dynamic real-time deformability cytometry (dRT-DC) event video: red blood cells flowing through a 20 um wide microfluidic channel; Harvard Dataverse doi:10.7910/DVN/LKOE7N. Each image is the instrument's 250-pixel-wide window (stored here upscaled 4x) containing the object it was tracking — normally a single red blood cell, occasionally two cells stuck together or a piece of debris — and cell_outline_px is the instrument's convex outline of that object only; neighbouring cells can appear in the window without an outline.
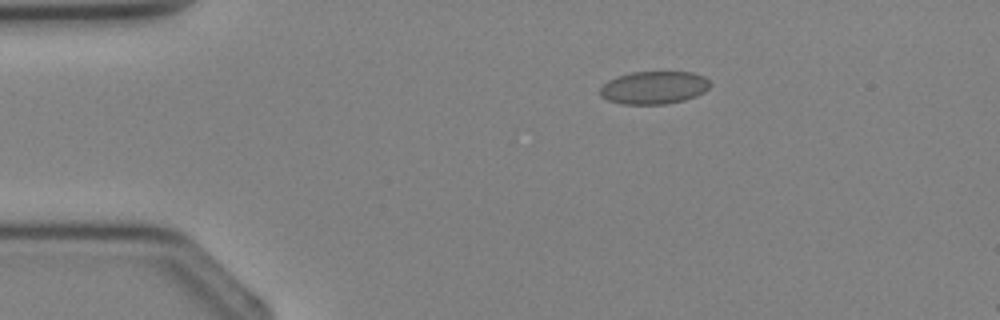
{"species": "Egyptian fruit bat (a non-hibernating species)", "species_latin": "Rousettus aegyptiacus", "temperature_condition": "cold", "stored_images_in_passage": 4, "segment_of_instrument_passage": [1, 2], "camera_frame_rate_fps": 3000, "um_per_image_px": 0.085, "animal": {"sex": "female"}, "frame": {"image": 1, "passage_image": 2, "time_ms": 2.0, "image_size_px": [1000, 320], "cell_outline_px": [[708, 88], [704, 92], [696, 96], [684, 100], [664, 104], [624, 104], [608, 100], [600, 96], [600, 88], [608, 80], [616, 76], [632, 72], [692, 72], [704, 76], [708, 80]], "centroid_in_image_um": [55.56, 7.44], "position_along_channel_um": 29.4, "area_um2": 20.98}}